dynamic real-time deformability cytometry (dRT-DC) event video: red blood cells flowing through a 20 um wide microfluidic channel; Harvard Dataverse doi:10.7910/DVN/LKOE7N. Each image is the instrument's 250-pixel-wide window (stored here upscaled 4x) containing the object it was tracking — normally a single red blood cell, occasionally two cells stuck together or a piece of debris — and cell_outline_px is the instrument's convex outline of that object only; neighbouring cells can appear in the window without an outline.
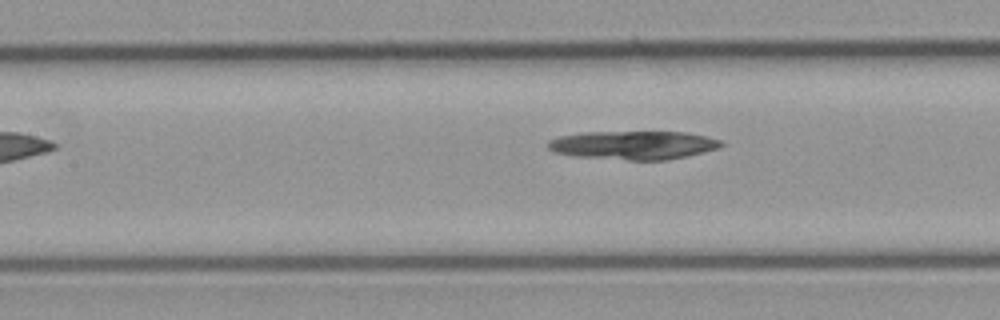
{"species": "common noctule bat (a hibernating species)", "species_latin": "Nyctalus noctula", "temperature_condition": "cold", "stored_images_in_passage": 6, "segment_of_instrument_passage": [2, 2], "camera_frame_rate_fps": 3000, "um_per_image_px": 0.085, "animal": {"sex": "male", "body_mass_g": 23.1, "forearm_length_mm": 52.7}, "frame": {"image": 1, "passage_image": 6, "time_ms": 6.667, "image_size_px": [1000, 320], "cell_outline_px": [[724, 144], [716, 148], [704, 152], [688, 156], [668, 160], [628, 160], [576, 156], [556, 152], [548, 148], [548, 140], [560, 136], [584, 132], [684, 132], [724, 140]], "centroid_in_image_um": [53.87, 12.33], "position_along_channel_um": 153.5, "area_um2": 28.73}}